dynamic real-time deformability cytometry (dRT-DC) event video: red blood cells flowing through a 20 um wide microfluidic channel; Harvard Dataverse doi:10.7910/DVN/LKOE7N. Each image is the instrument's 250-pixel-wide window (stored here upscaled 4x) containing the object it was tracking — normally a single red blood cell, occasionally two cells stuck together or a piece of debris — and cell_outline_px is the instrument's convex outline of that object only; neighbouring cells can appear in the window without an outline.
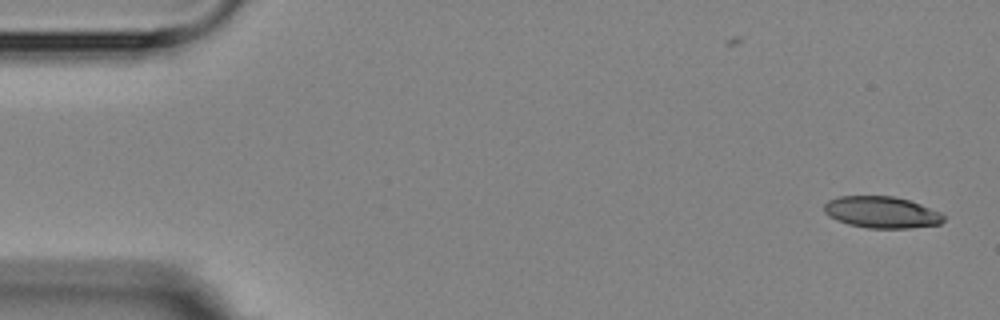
{"species": "Egyptian fruit bat (a non-hibernating species)", "species_latin": "Rousettus aegyptiacus", "temperature_condition": "room temperature", "stored_images_in_passage": 2, "camera_frame_rate_fps": 3000, "um_per_image_px": 0.085, "animal": {"sex": "female"}, "frame": {"image": 1, "passage_image": 2, "time_ms": 1.0, "image_size_px": [1000, 320], "cell_outline_px": [[944, 220], [940, 224], [908, 228], [868, 228], [848, 224], [836, 220], [828, 216], [824, 212], [824, 204], [828, 200], [836, 196], [892, 196], [908, 200], [920, 204], [940, 212], [944, 216]], "centroid_in_image_um": [74.9, 18.04], "position_along_channel_um": 10.1, "area_um2": 22.02}}